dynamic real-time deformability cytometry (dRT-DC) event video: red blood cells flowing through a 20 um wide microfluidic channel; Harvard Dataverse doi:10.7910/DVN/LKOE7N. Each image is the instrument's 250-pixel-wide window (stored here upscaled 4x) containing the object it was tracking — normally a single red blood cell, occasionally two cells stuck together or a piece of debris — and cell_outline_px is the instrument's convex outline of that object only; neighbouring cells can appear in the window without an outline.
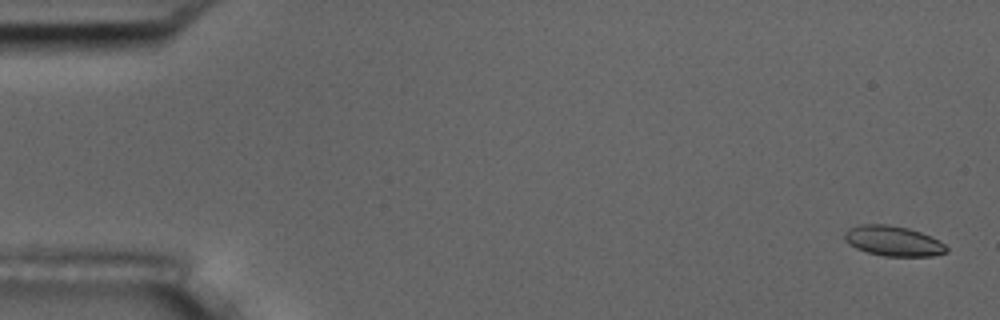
{"species": "common noctule bat (a hibernating species)", "species_latin": "Nyctalus noctula", "temperature_condition": "room temperature", "stored_images_in_passage": 6, "camera_frame_rate_fps": 3000, "um_per_image_px": 0.085, "animal": {"sex": "male", "body_mass_g": 17.5, "forearm_length_mm": 52.3}, "frame": {"image": 1, "passage_image": 1, "time_ms": 0.0, "image_size_px": [1000, 320], "cell_outline_px": [[948, 252], [932, 256], [884, 256], [868, 252], [856, 248], [848, 244], [844, 240], [844, 232], [848, 228], [860, 224], [888, 224], [908, 228], [920, 232], [944, 244], [948, 248]], "centroid_in_image_um": [75.87, 20.48], "position_along_channel_um": 9.1, "area_um2": 17.86}}
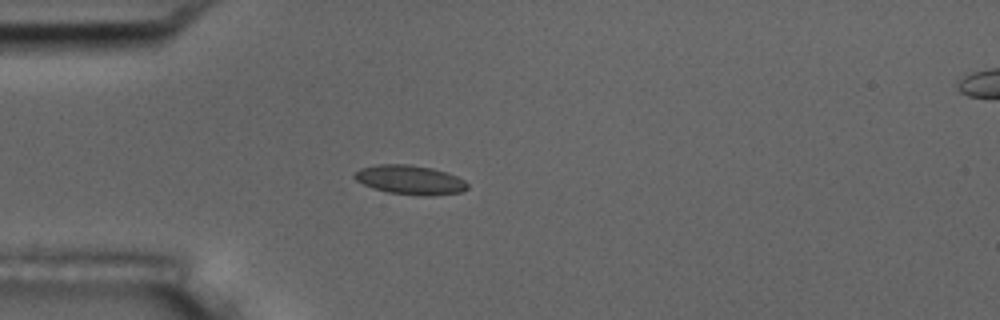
{"frame": {"image": 2, "passage_image": 5, "time_ms": 4.667, "image_size_px": [1000, 320], "cell_outline_px": [[468, 188], [460, 192], [428, 196], [424, 196], [388, 192], [372, 188], [356, 180], [352, 176], [360, 168], [376, 164], [408, 164], [432, 168], [448, 172], [464, 180], [468, 184]], "centroid_in_image_um": [34.85, 15.28], "position_along_channel_um": 50.2, "area_um2": 19.25}}